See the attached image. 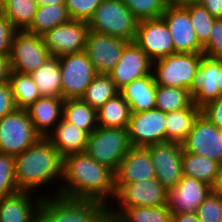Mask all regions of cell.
I'll return each instance as SVG.
<instances>
[{
  "label": "cell",
  "instance_id": "9c48e42d",
  "mask_svg": "<svg viewBox=\"0 0 222 222\" xmlns=\"http://www.w3.org/2000/svg\"><path fill=\"white\" fill-rule=\"evenodd\" d=\"M167 192L157 178L124 184L115 194V199L120 201L121 210L118 212L109 209L110 221L112 222L125 208L165 205Z\"/></svg>",
  "mask_w": 222,
  "mask_h": 222
},
{
  "label": "cell",
  "instance_id": "5bb4252c",
  "mask_svg": "<svg viewBox=\"0 0 222 222\" xmlns=\"http://www.w3.org/2000/svg\"><path fill=\"white\" fill-rule=\"evenodd\" d=\"M128 43L121 38L89 31L84 52L96 73L108 74L119 62Z\"/></svg>",
  "mask_w": 222,
  "mask_h": 222
},
{
  "label": "cell",
  "instance_id": "7a4b0ae2",
  "mask_svg": "<svg viewBox=\"0 0 222 222\" xmlns=\"http://www.w3.org/2000/svg\"><path fill=\"white\" fill-rule=\"evenodd\" d=\"M16 184L19 190L33 191L63 176V158L46 138H40L20 155L14 156Z\"/></svg>",
  "mask_w": 222,
  "mask_h": 222
},
{
  "label": "cell",
  "instance_id": "60d3db41",
  "mask_svg": "<svg viewBox=\"0 0 222 222\" xmlns=\"http://www.w3.org/2000/svg\"><path fill=\"white\" fill-rule=\"evenodd\" d=\"M196 215L200 222H222V196L210 192L198 206Z\"/></svg>",
  "mask_w": 222,
  "mask_h": 222
},
{
  "label": "cell",
  "instance_id": "7dc6e473",
  "mask_svg": "<svg viewBox=\"0 0 222 222\" xmlns=\"http://www.w3.org/2000/svg\"><path fill=\"white\" fill-rule=\"evenodd\" d=\"M199 2L214 18H222V0H196Z\"/></svg>",
  "mask_w": 222,
  "mask_h": 222
},
{
  "label": "cell",
  "instance_id": "5b68a950",
  "mask_svg": "<svg viewBox=\"0 0 222 222\" xmlns=\"http://www.w3.org/2000/svg\"><path fill=\"white\" fill-rule=\"evenodd\" d=\"M203 53H173L152 61L155 83L190 89ZM154 70V71H153Z\"/></svg>",
  "mask_w": 222,
  "mask_h": 222
},
{
  "label": "cell",
  "instance_id": "ab89813d",
  "mask_svg": "<svg viewBox=\"0 0 222 222\" xmlns=\"http://www.w3.org/2000/svg\"><path fill=\"white\" fill-rule=\"evenodd\" d=\"M17 191L14 156L0 153V199Z\"/></svg>",
  "mask_w": 222,
  "mask_h": 222
},
{
  "label": "cell",
  "instance_id": "e575fe53",
  "mask_svg": "<svg viewBox=\"0 0 222 222\" xmlns=\"http://www.w3.org/2000/svg\"><path fill=\"white\" fill-rule=\"evenodd\" d=\"M112 222H172L167 205L125 208Z\"/></svg>",
  "mask_w": 222,
  "mask_h": 222
},
{
  "label": "cell",
  "instance_id": "4316f807",
  "mask_svg": "<svg viewBox=\"0 0 222 222\" xmlns=\"http://www.w3.org/2000/svg\"><path fill=\"white\" fill-rule=\"evenodd\" d=\"M130 115L129 104L118 93L97 110V125L104 128H127Z\"/></svg>",
  "mask_w": 222,
  "mask_h": 222
},
{
  "label": "cell",
  "instance_id": "d6986e66",
  "mask_svg": "<svg viewBox=\"0 0 222 222\" xmlns=\"http://www.w3.org/2000/svg\"><path fill=\"white\" fill-rule=\"evenodd\" d=\"M212 192L208 183L190 176L182 175L175 188L167 192V207L172 214L196 213L198 206Z\"/></svg>",
  "mask_w": 222,
  "mask_h": 222
},
{
  "label": "cell",
  "instance_id": "ffe728a7",
  "mask_svg": "<svg viewBox=\"0 0 222 222\" xmlns=\"http://www.w3.org/2000/svg\"><path fill=\"white\" fill-rule=\"evenodd\" d=\"M114 173L116 192L124 184L156 178L155 167L145 147H132Z\"/></svg>",
  "mask_w": 222,
  "mask_h": 222
},
{
  "label": "cell",
  "instance_id": "cb8c5ba5",
  "mask_svg": "<svg viewBox=\"0 0 222 222\" xmlns=\"http://www.w3.org/2000/svg\"><path fill=\"white\" fill-rule=\"evenodd\" d=\"M156 91L153 74L132 81L119 90L130 106L131 113L154 109L156 107Z\"/></svg>",
  "mask_w": 222,
  "mask_h": 222
},
{
  "label": "cell",
  "instance_id": "c3c4849f",
  "mask_svg": "<svg viewBox=\"0 0 222 222\" xmlns=\"http://www.w3.org/2000/svg\"><path fill=\"white\" fill-rule=\"evenodd\" d=\"M9 72L10 66L8 58L0 56V84L8 82Z\"/></svg>",
  "mask_w": 222,
  "mask_h": 222
},
{
  "label": "cell",
  "instance_id": "7402d4cb",
  "mask_svg": "<svg viewBox=\"0 0 222 222\" xmlns=\"http://www.w3.org/2000/svg\"><path fill=\"white\" fill-rule=\"evenodd\" d=\"M54 133L47 135V139L57 149L64 159L68 155L84 153L87 148L89 134L63 118L56 124Z\"/></svg>",
  "mask_w": 222,
  "mask_h": 222
},
{
  "label": "cell",
  "instance_id": "2e32d148",
  "mask_svg": "<svg viewBox=\"0 0 222 222\" xmlns=\"http://www.w3.org/2000/svg\"><path fill=\"white\" fill-rule=\"evenodd\" d=\"M134 42L152 61L175 53L172 37L161 17L140 20Z\"/></svg>",
  "mask_w": 222,
  "mask_h": 222
},
{
  "label": "cell",
  "instance_id": "52a82bcc",
  "mask_svg": "<svg viewBox=\"0 0 222 222\" xmlns=\"http://www.w3.org/2000/svg\"><path fill=\"white\" fill-rule=\"evenodd\" d=\"M62 99H80L97 74L84 51L59 57Z\"/></svg>",
  "mask_w": 222,
  "mask_h": 222
},
{
  "label": "cell",
  "instance_id": "d590c367",
  "mask_svg": "<svg viewBox=\"0 0 222 222\" xmlns=\"http://www.w3.org/2000/svg\"><path fill=\"white\" fill-rule=\"evenodd\" d=\"M155 102V108L165 113L188 108L193 104L188 89L161 85H157Z\"/></svg>",
  "mask_w": 222,
  "mask_h": 222
},
{
  "label": "cell",
  "instance_id": "4dcf8cb0",
  "mask_svg": "<svg viewBox=\"0 0 222 222\" xmlns=\"http://www.w3.org/2000/svg\"><path fill=\"white\" fill-rule=\"evenodd\" d=\"M118 93L109 74L97 73L80 99L97 111Z\"/></svg>",
  "mask_w": 222,
  "mask_h": 222
},
{
  "label": "cell",
  "instance_id": "83f0119b",
  "mask_svg": "<svg viewBox=\"0 0 222 222\" xmlns=\"http://www.w3.org/2000/svg\"><path fill=\"white\" fill-rule=\"evenodd\" d=\"M62 118L89 135L98 127L97 111L81 99H65Z\"/></svg>",
  "mask_w": 222,
  "mask_h": 222
},
{
  "label": "cell",
  "instance_id": "f546056e",
  "mask_svg": "<svg viewBox=\"0 0 222 222\" xmlns=\"http://www.w3.org/2000/svg\"><path fill=\"white\" fill-rule=\"evenodd\" d=\"M69 20L70 17L65 5L38 6L32 23L26 31L42 36L45 32Z\"/></svg>",
  "mask_w": 222,
  "mask_h": 222
},
{
  "label": "cell",
  "instance_id": "d6a6232c",
  "mask_svg": "<svg viewBox=\"0 0 222 222\" xmlns=\"http://www.w3.org/2000/svg\"><path fill=\"white\" fill-rule=\"evenodd\" d=\"M8 82L11 86L17 109H27L41 97L38 87L30 74L10 70Z\"/></svg>",
  "mask_w": 222,
  "mask_h": 222
},
{
  "label": "cell",
  "instance_id": "4fadbf2b",
  "mask_svg": "<svg viewBox=\"0 0 222 222\" xmlns=\"http://www.w3.org/2000/svg\"><path fill=\"white\" fill-rule=\"evenodd\" d=\"M145 148L150 153L156 178L167 191L175 188L182 177V145L167 141Z\"/></svg>",
  "mask_w": 222,
  "mask_h": 222
},
{
  "label": "cell",
  "instance_id": "836d02e7",
  "mask_svg": "<svg viewBox=\"0 0 222 222\" xmlns=\"http://www.w3.org/2000/svg\"><path fill=\"white\" fill-rule=\"evenodd\" d=\"M35 0H8L0 11L10 20L17 31H26L37 10Z\"/></svg>",
  "mask_w": 222,
  "mask_h": 222
},
{
  "label": "cell",
  "instance_id": "603a6c76",
  "mask_svg": "<svg viewBox=\"0 0 222 222\" xmlns=\"http://www.w3.org/2000/svg\"><path fill=\"white\" fill-rule=\"evenodd\" d=\"M63 103L62 98L41 96L26 109L33 127L42 137H47L48 132L51 133L47 129L62 119Z\"/></svg>",
  "mask_w": 222,
  "mask_h": 222
},
{
  "label": "cell",
  "instance_id": "9a60e30c",
  "mask_svg": "<svg viewBox=\"0 0 222 222\" xmlns=\"http://www.w3.org/2000/svg\"><path fill=\"white\" fill-rule=\"evenodd\" d=\"M189 93L199 108L222 96V60L203 56Z\"/></svg>",
  "mask_w": 222,
  "mask_h": 222
},
{
  "label": "cell",
  "instance_id": "f5cc1de1",
  "mask_svg": "<svg viewBox=\"0 0 222 222\" xmlns=\"http://www.w3.org/2000/svg\"><path fill=\"white\" fill-rule=\"evenodd\" d=\"M166 5H183L193 0H163Z\"/></svg>",
  "mask_w": 222,
  "mask_h": 222
},
{
  "label": "cell",
  "instance_id": "8992f818",
  "mask_svg": "<svg viewBox=\"0 0 222 222\" xmlns=\"http://www.w3.org/2000/svg\"><path fill=\"white\" fill-rule=\"evenodd\" d=\"M42 136L35 130L26 109H16L0 120V153L20 155Z\"/></svg>",
  "mask_w": 222,
  "mask_h": 222
},
{
  "label": "cell",
  "instance_id": "44dd1931",
  "mask_svg": "<svg viewBox=\"0 0 222 222\" xmlns=\"http://www.w3.org/2000/svg\"><path fill=\"white\" fill-rule=\"evenodd\" d=\"M30 191H17L0 199V222H39V207L42 201L34 204ZM34 208V209H32Z\"/></svg>",
  "mask_w": 222,
  "mask_h": 222
},
{
  "label": "cell",
  "instance_id": "74e56055",
  "mask_svg": "<svg viewBox=\"0 0 222 222\" xmlns=\"http://www.w3.org/2000/svg\"><path fill=\"white\" fill-rule=\"evenodd\" d=\"M107 206L94 200L74 199V222H111Z\"/></svg>",
  "mask_w": 222,
  "mask_h": 222
},
{
  "label": "cell",
  "instance_id": "3957f363",
  "mask_svg": "<svg viewBox=\"0 0 222 222\" xmlns=\"http://www.w3.org/2000/svg\"><path fill=\"white\" fill-rule=\"evenodd\" d=\"M139 20L122 0H103L88 21L90 31L134 42Z\"/></svg>",
  "mask_w": 222,
  "mask_h": 222
},
{
  "label": "cell",
  "instance_id": "484cf974",
  "mask_svg": "<svg viewBox=\"0 0 222 222\" xmlns=\"http://www.w3.org/2000/svg\"><path fill=\"white\" fill-rule=\"evenodd\" d=\"M201 113V108L192 104L188 108L166 113V142L182 144Z\"/></svg>",
  "mask_w": 222,
  "mask_h": 222
},
{
  "label": "cell",
  "instance_id": "db71d44e",
  "mask_svg": "<svg viewBox=\"0 0 222 222\" xmlns=\"http://www.w3.org/2000/svg\"><path fill=\"white\" fill-rule=\"evenodd\" d=\"M8 0H0V7L5 3L7 2Z\"/></svg>",
  "mask_w": 222,
  "mask_h": 222
},
{
  "label": "cell",
  "instance_id": "6da1fadb",
  "mask_svg": "<svg viewBox=\"0 0 222 222\" xmlns=\"http://www.w3.org/2000/svg\"><path fill=\"white\" fill-rule=\"evenodd\" d=\"M63 178L67 185L58 191L59 196L94 200L105 205L108 196L115 197L114 171L99 164L86 152L68 155L63 159Z\"/></svg>",
  "mask_w": 222,
  "mask_h": 222
},
{
  "label": "cell",
  "instance_id": "681fc988",
  "mask_svg": "<svg viewBox=\"0 0 222 222\" xmlns=\"http://www.w3.org/2000/svg\"><path fill=\"white\" fill-rule=\"evenodd\" d=\"M172 222H200L196 213L172 214Z\"/></svg>",
  "mask_w": 222,
  "mask_h": 222
},
{
  "label": "cell",
  "instance_id": "e0dca14e",
  "mask_svg": "<svg viewBox=\"0 0 222 222\" xmlns=\"http://www.w3.org/2000/svg\"><path fill=\"white\" fill-rule=\"evenodd\" d=\"M161 18L168 27L175 53H203V47L198 42L189 13L183 5H166Z\"/></svg>",
  "mask_w": 222,
  "mask_h": 222
},
{
  "label": "cell",
  "instance_id": "d4e9b609",
  "mask_svg": "<svg viewBox=\"0 0 222 222\" xmlns=\"http://www.w3.org/2000/svg\"><path fill=\"white\" fill-rule=\"evenodd\" d=\"M30 75L41 96L62 98L59 57L51 55Z\"/></svg>",
  "mask_w": 222,
  "mask_h": 222
},
{
  "label": "cell",
  "instance_id": "7c38bea8",
  "mask_svg": "<svg viewBox=\"0 0 222 222\" xmlns=\"http://www.w3.org/2000/svg\"><path fill=\"white\" fill-rule=\"evenodd\" d=\"M181 145L183 151L204 156L222 164L221 130L201 113L194 121L190 133Z\"/></svg>",
  "mask_w": 222,
  "mask_h": 222
},
{
  "label": "cell",
  "instance_id": "f907efd6",
  "mask_svg": "<svg viewBox=\"0 0 222 222\" xmlns=\"http://www.w3.org/2000/svg\"><path fill=\"white\" fill-rule=\"evenodd\" d=\"M212 191L220 196H222V164L219 167L216 180L212 185Z\"/></svg>",
  "mask_w": 222,
  "mask_h": 222
},
{
  "label": "cell",
  "instance_id": "b9f144b4",
  "mask_svg": "<svg viewBox=\"0 0 222 222\" xmlns=\"http://www.w3.org/2000/svg\"><path fill=\"white\" fill-rule=\"evenodd\" d=\"M103 0H65L70 19L88 22Z\"/></svg>",
  "mask_w": 222,
  "mask_h": 222
},
{
  "label": "cell",
  "instance_id": "ba28073f",
  "mask_svg": "<svg viewBox=\"0 0 222 222\" xmlns=\"http://www.w3.org/2000/svg\"><path fill=\"white\" fill-rule=\"evenodd\" d=\"M51 53L47 50L40 35L27 31H16L8 58L11 71L31 74L40 67Z\"/></svg>",
  "mask_w": 222,
  "mask_h": 222
},
{
  "label": "cell",
  "instance_id": "277c9868",
  "mask_svg": "<svg viewBox=\"0 0 222 222\" xmlns=\"http://www.w3.org/2000/svg\"><path fill=\"white\" fill-rule=\"evenodd\" d=\"M132 148L127 128L97 127L89 136L86 153L99 164L116 171Z\"/></svg>",
  "mask_w": 222,
  "mask_h": 222
},
{
  "label": "cell",
  "instance_id": "8fae6325",
  "mask_svg": "<svg viewBox=\"0 0 222 222\" xmlns=\"http://www.w3.org/2000/svg\"><path fill=\"white\" fill-rule=\"evenodd\" d=\"M89 31L88 22L70 19L41 37L51 55L60 57L84 51Z\"/></svg>",
  "mask_w": 222,
  "mask_h": 222
},
{
  "label": "cell",
  "instance_id": "1f68e13d",
  "mask_svg": "<svg viewBox=\"0 0 222 222\" xmlns=\"http://www.w3.org/2000/svg\"><path fill=\"white\" fill-rule=\"evenodd\" d=\"M56 196L42 198L39 222H74V198Z\"/></svg>",
  "mask_w": 222,
  "mask_h": 222
},
{
  "label": "cell",
  "instance_id": "816d5d0a",
  "mask_svg": "<svg viewBox=\"0 0 222 222\" xmlns=\"http://www.w3.org/2000/svg\"><path fill=\"white\" fill-rule=\"evenodd\" d=\"M37 6L65 5V0H35Z\"/></svg>",
  "mask_w": 222,
  "mask_h": 222
},
{
  "label": "cell",
  "instance_id": "30bf717a",
  "mask_svg": "<svg viewBox=\"0 0 222 222\" xmlns=\"http://www.w3.org/2000/svg\"><path fill=\"white\" fill-rule=\"evenodd\" d=\"M132 147H147L166 142V113L154 108L131 113L127 127Z\"/></svg>",
  "mask_w": 222,
  "mask_h": 222
},
{
  "label": "cell",
  "instance_id": "f1b7e54d",
  "mask_svg": "<svg viewBox=\"0 0 222 222\" xmlns=\"http://www.w3.org/2000/svg\"><path fill=\"white\" fill-rule=\"evenodd\" d=\"M221 164L204 156L183 151L182 153V175L190 176L204 181L212 186Z\"/></svg>",
  "mask_w": 222,
  "mask_h": 222
},
{
  "label": "cell",
  "instance_id": "8d00e7d4",
  "mask_svg": "<svg viewBox=\"0 0 222 222\" xmlns=\"http://www.w3.org/2000/svg\"><path fill=\"white\" fill-rule=\"evenodd\" d=\"M183 6L187 9L191 24L196 33L199 44L204 47L209 40L214 18L199 2L189 1Z\"/></svg>",
  "mask_w": 222,
  "mask_h": 222
},
{
  "label": "cell",
  "instance_id": "f35d334b",
  "mask_svg": "<svg viewBox=\"0 0 222 222\" xmlns=\"http://www.w3.org/2000/svg\"><path fill=\"white\" fill-rule=\"evenodd\" d=\"M122 1L139 21L160 18L166 8V4L163 0Z\"/></svg>",
  "mask_w": 222,
  "mask_h": 222
},
{
  "label": "cell",
  "instance_id": "ac0fdd59",
  "mask_svg": "<svg viewBox=\"0 0 222 222\" xmlns=\"http://www.w3.org/2000/svg\"><path fill=\"white\" fill-rule=\"evenodd\" d=\"M152 68V60L146 53L135 42H129L119 62L108 74L120 90L126 84L152 74Z\"/></svg>",
  "mask_w": 222,
  "mask_h": 222
},
{
  "label": "cell",
  "instance_id": "bcb514c9",
  "mask_svg": "<svg viewBox=\"0 0 222 222\" xmlns=\"http://www.w3.org/2000/svg\"><path fill=\"white\" fill-rule=\"evenodd\" d=\"M17 109L9 82L0 84V120Z\"/></svg>",
  "mask_w": 222,
  "mask_h": 222
},
{
  "label": "cell",
  "instance_id": "ee69618b",
  "mask_svg": "<svg viewBox=\"0 0 222 222\" xmlns=\"http://www.w3.org/2000/svg\"><path fill=\"white\" fill-rule=\"evenodd\" d=\"M16 31L10 20L0 11V56L9 58Z\"/></svg>",
  "mask_w": 222,
  "mask_h": 222
},
{
  "label": "cell",
  "instance_id": "f6af8a7d",
  "mask_svg": "<svg viewBox=\"0 0 222 222\" xmlns=\"http://www.w3.org/2000/svg\"><path fill=\"white\" fill-rule=\"evenodd\" d=\"M201 114L219 129L222 128V96L201 108Z\"/></svg>",
  "mask_w": 222,
  "mask_h": 222
},
{
  "label": "cell",
  "instance_id": "7bdbcfd3",
  "mask_svg": "<svg viewBox=\"0 0 222 222\" xmlns=\"http://www.w3.org/2000/svg\"><path fill=\"white\" fill-rule=\"evenodd\" d=\"M206 57L222 60V18L215 19L208 43L203 47Z\"/></svg>",
  "mask_w": 222,
  "mask_h": 222
}]
</instances>
